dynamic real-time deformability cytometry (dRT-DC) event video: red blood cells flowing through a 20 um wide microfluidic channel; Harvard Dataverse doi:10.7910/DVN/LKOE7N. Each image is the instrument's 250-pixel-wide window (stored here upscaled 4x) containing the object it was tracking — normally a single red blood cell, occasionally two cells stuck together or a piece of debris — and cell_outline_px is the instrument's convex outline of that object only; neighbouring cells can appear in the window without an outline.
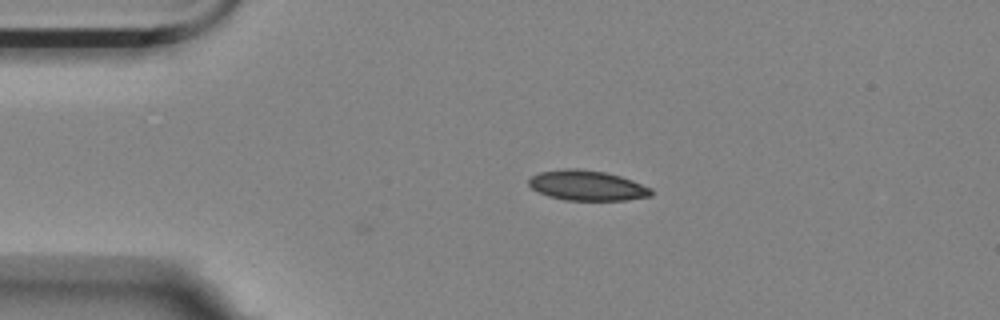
{"species": "Egyptian fruit bat (a non-hibernating species)", "species_latin": "Rousettus aegyptiacus", "temperature_condition": "room temperature", "stored_images_in_passage": 2, "camera_frame_rate_fps": 3000, "um_per_image_px": 0.085, "animal": {"sex": "female"}, "frame": {"image": 1, "passage_image": 1, "time_ms": 0.0, "image_size_px": [1000, 320], "cell_outline_px": [[652, 196], [624, 200], [564, 200], [548, 196], [532, 188], [528, 184], [528, 180], [532, 176], [540, 172], [564, 168], [580, 168], [604, 172], [620, 176], [632, 180], [652, 188]], "centroid_in_image_um": [49.91, 15.76], "position_along_channel_um": 35.1, "area_um2": 21.5}}